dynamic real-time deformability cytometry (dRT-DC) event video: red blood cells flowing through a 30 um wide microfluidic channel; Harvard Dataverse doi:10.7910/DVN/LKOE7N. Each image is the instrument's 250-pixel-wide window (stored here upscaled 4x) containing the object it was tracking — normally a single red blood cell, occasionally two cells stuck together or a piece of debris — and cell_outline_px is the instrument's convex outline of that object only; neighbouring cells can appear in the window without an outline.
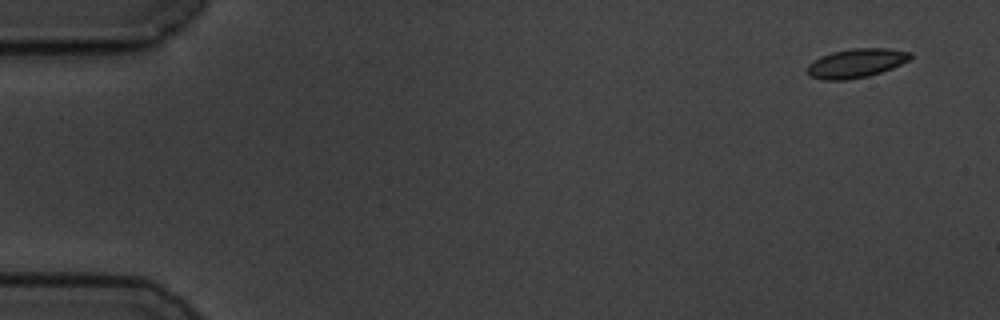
{"species": "common noctule bat (a hibernating species)", "species_latin": "Nyctalus noctula", "temperature_condition": "cold", "stored_images_in_passage": 5, "camera_frame_rate_fps": 3000, "um_per_image_px": 0.085, "animal": {"sex": "male", "body_mass_g": 19.5, "forearm_length_mm": 54.6}, "frame": {"image": 1, "passage_image": 1, "time_ms": 0.0, "image_size_px": [1000, 320], "cell_outline_px": [[912, 56], [908, 60], [892, 68], [868, 76], [844, 80], [820, 80], [808, 76], [808, 64], [832, 52], [852, 48], [888, 48], [912, 52]], "centroid_in_image_um": [72.78, 5.37], "position_along_channel_um": 12.2, "area_um2": 17.28}}
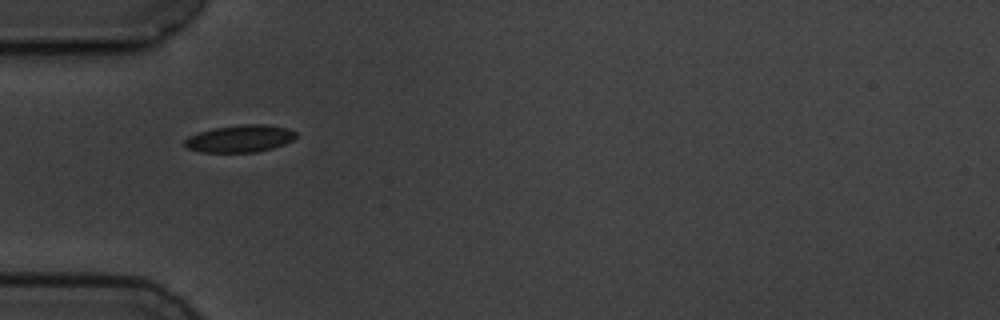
{"frame": {"image": 2, "passage_image": 5, "time_ms": 5.0, "image_size_px": [1000, 320], "cell_outline_px": [[296, 136], [292, 140], [284, 144], [272, 148], [256, 152], [204, 152], [188, 148], [184, 144], [184, 140], [188, 136], [212, 128], [244, 124], [264, 124], [288, 128], [296, 132]], "centroid_in_image_um": [20.4, 11.77], "position_along_channel_um": 64.6, "area_um2": 17.57}}